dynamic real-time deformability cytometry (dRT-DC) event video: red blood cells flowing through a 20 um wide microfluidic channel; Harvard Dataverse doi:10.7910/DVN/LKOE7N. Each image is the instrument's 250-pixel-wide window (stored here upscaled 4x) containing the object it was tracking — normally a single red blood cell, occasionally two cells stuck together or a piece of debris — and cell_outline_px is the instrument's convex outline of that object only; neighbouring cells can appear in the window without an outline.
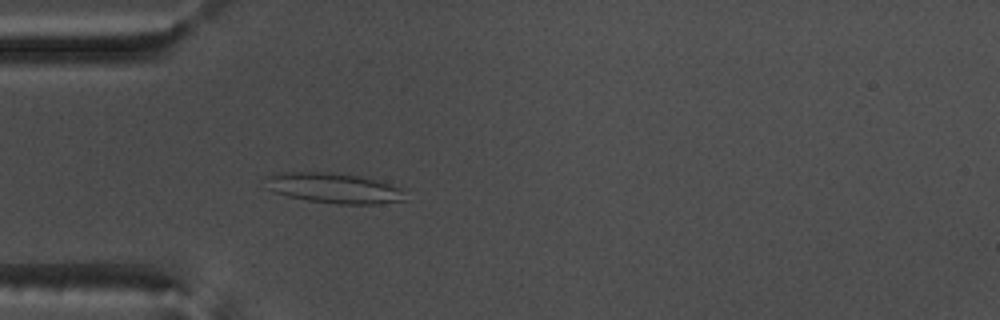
{"species": "common noctule bat (a hibernating species)", "species_latin": "Nyctalus noctula", "temperature_condition": "warm", "stored_images_in_passage": 45, "camera_frame_rate_fps": 3000, "um_per_image_px": 0.085, "animal": {"sex": "male", "body_mass_g": 17.5, "forearm_length_mm": 52.3}, "frame": {"image": 1, "passage_image": 6, "time_ms": 1.667, "image_size_px": [1000, 320], "cell_outline_px": [[404, 200], [376, 204], [340, 204], [308, 200], [288, 196], [264, 188], [268, 176], [280, 172], [348, 172], [376, 180], [400, 188]], "centroid_in_image_um": [28.33, 15.96], "position_along_channel_um": 56.7, "area_um2": 24.57}}
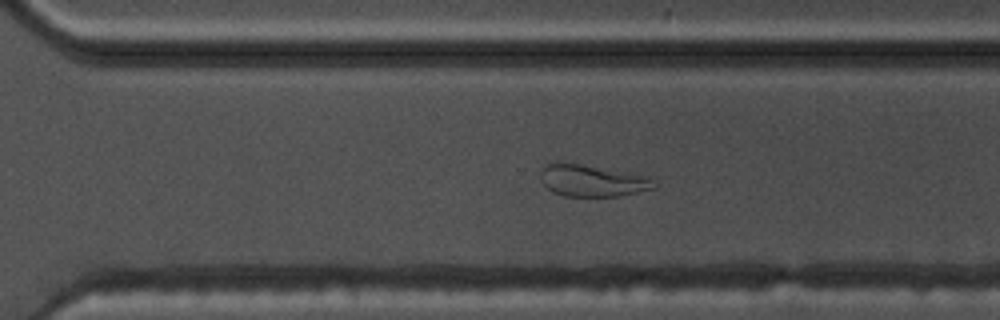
{"frame": {"image": 2, "passage_image": 28, "time_ms": 9.0, "image_size_px": [1000, 320], "cell_outline_px": [[656, 188], [620, 196], [564, 196], [552, 192], [540, 180], [540, 168], [544, 164], [560, 160], [652, 176]], "centroid_in_image_um": [50.31, 15.32], "position_along_channel_um": 320.3, "area_um2": 21.73}}
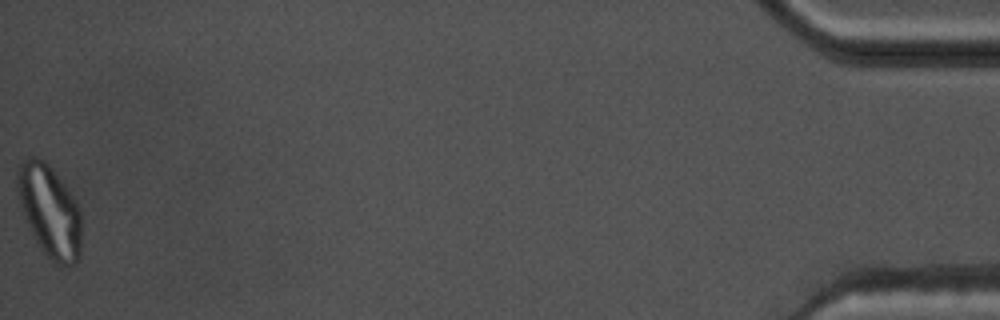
{"frame": {"image": 3, "passage_image": 45, "time_ms": 14.667, "image_size_px": [1000, 320], "cell_outline_px": [[80, 256], [76, 264], [60, 264], [52, 260], [40, 248], [20, 208], [16, 192], [16, 172], [24, 160], [28, 156], [36, 156], [44, 160], [48, 164], [64, 184], [76, 200], [80, 208]], "centroid_in_image_um": [4.19, 17.9], "position_along_channel_um": 431.0, "area_um2": 34.28}, "authors_computed_cell_mechanics": {"area_um2": 24.3338, "velocity_mm_per_s": 3.6761, "shape_relaxation_time_tau1_ms": null, "shape_relaxation_time_tau2_ms": 2.6863, "deformation_change_tau1": null, "deformation_change_tau2": 0.1061}}